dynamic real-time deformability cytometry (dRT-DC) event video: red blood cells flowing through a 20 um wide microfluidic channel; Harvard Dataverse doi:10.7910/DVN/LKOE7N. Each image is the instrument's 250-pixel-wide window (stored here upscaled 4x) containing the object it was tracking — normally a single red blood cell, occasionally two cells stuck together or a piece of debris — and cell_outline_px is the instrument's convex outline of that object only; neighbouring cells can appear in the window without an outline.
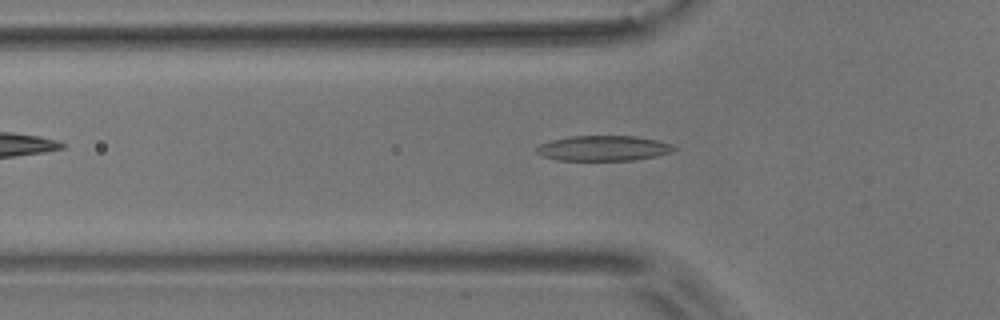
{"species": "common noctule bat (a hibernating species)", "species_latin": "Nyctalus noctula", "temperature_condition": "room temperature", "stored_images_in_passage": 49, "camera_frame_rate_fps": 3000, "um_per_image_px": 0.085, "animal": {"sex": "male", "body_mass_g": 17.9}, "frame": {"image": 1, "passage_image": 12, "time_ms": 3.667, "image_size_px": [1000, 320], "cell_outline_px": [[676, 148], [672, 152], [656, 156], [632, 160], [556, 160], [544, 156], [536, 152], [536, 148], [540, 144], [552, 140], [568, 136], [632, 136], [656, 140], [672, 144]], "centroid_in_image_um": [51.28, 12.6], "position_along_channel_um": 74.5, "area_um2": 20.06}}
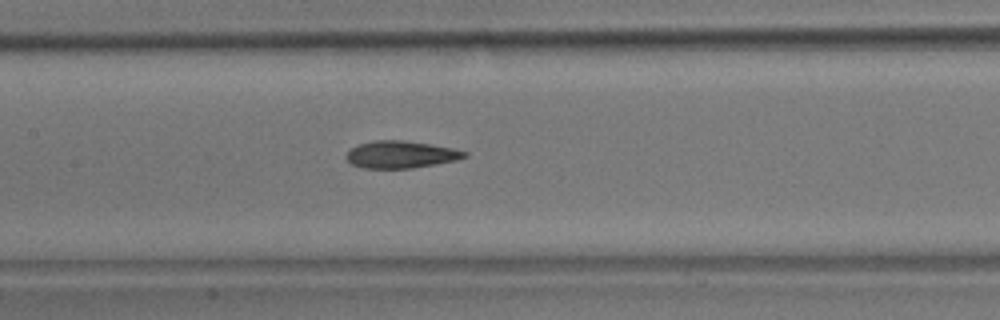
{"frame": {"image": 2, "passage_image": 20, "time_ms": 6.333, "image_size_px": [1000, 320], "cell_outline_px": [[468, 156], [456, 160], [436, 164], [412, 168], [364, 168], [352, 164], [344, 156], [352, 148], [360, 144], [372, 140], [404, 140], [452, 148], [468, 152]], "centroid_in_image_um": [34.07, 13.13], "position_along_channel_um": 173.3, "area_um2": 18.61}}
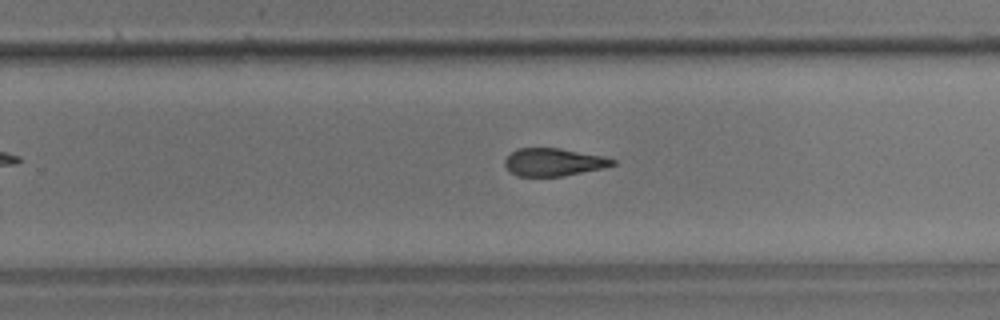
{"frame": {"image": 3, "passage_image": 29, "time_ms": 9.333, "image_size_px": [1000, 320], "cell_outline_px": [[616, 164], [604, 168], [564, 176], [516, 176], [508, 172], [504, 164], [504, 160], [516, 148], [560, 148], [604, 156], [616, 160]], "centroid_in_image_um": [47.05, 13.78], "position_along_channel_um": 282.8, "area_um2": 17.63}, "authors_computed_cell_mechanics": {"area_um2": 18.7272, "velocity_mm_per_s": 3.6594, "shape_relaxation_time_tau1_ms": 8.2042, "shape_relaxation_time_tau2_ms": 4.2524, "deformation_change_tau1": 0.2005, "deformation_change_tau2": 0.1432}}